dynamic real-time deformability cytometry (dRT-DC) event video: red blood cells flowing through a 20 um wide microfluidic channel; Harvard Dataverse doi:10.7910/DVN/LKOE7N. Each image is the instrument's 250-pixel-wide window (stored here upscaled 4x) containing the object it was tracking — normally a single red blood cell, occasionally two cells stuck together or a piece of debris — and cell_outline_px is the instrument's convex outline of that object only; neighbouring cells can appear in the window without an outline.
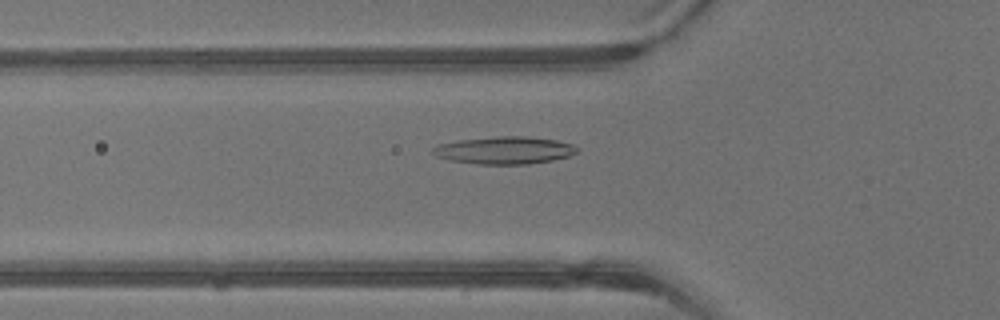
{"species": "common noctule bat (a hibernating species)", "species_latin": "Nyctalus noctula", "temperature_condition": "warm", "stored_images_in_passage": 33, "camera_frame_rate_fps": 3000, "um_per_image_px": 0.085, "animal": {"sex": "male", "body_mass_g": 13.3}, "frame": {"image": 1, "passage_image": 15, "time_ms": 4.667, "image_size_px": [1000, 320], "cell_outline_px": [[580, 148], [576, 152], [568, 156], [552, 160], [528, 164], [476, 164], [452, 160], [436, 156], [432, 152], [432, 148], [436, 144], [460, 140], [496, 136], [524, 136], [556, 140], [572, 144]], "centroid_in_image_um": [42.87, 12.77], "position_along_channel_um": 82.9, "area_um2": 23.0}}
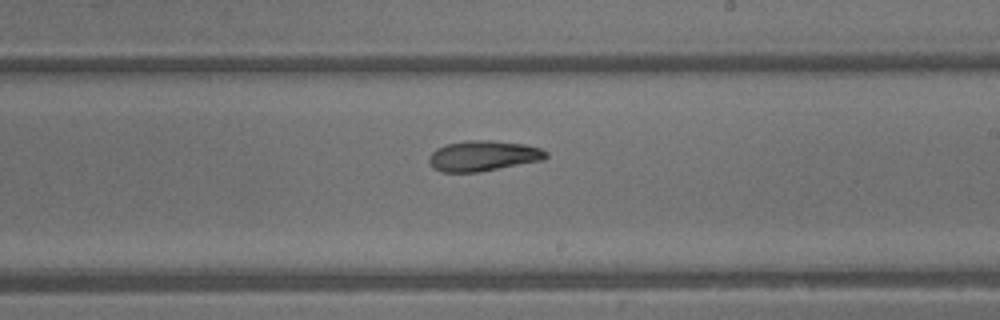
{"frame": {"image": 2, "passage_image": 25, "time_ms": 8.0, "image_size_px": [1000, 320], "cell_outline_px": [[548, 156], [544, 160], [480, 172], [440, 172], [432, 168], [428, 160], [428, 156], [436, 148], [448, 144], [468, 140], [492, 140], [524, 144], [540, 148], [548, 152]], "centroid_in_image_um": [41.07, 13.25], "position_along_channel_um": 247.9, "area_um2": 20.98}}
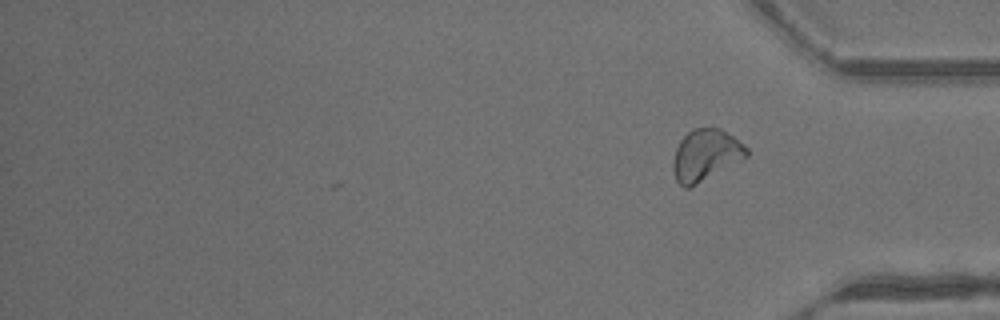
{"frame": {"image": 3, "passage_image": 33, "time_ms": 10.667, "image_size_px": [1000, 320], "cell_outline_px": [[748, 156], [696, 184], [688, 188], [684, 188], [676, 180], [672, 168], [672, 164], [676, 148], [680, 140], [692, 128], [720, 128], [732, 136], [748, 148]], "centroid_in_image_um": [59.95, 13.17], "position_along_channel_um": 375.2, "area_um2": 21.68}, "authors_computed_cell_mechanics": {"area_um2": 21.0392, "velocity_mm_per_s": 4.9151, "shape_relaxation_time_tau1_ms": 9.5397, "shape_relaxation_time_tau2_ms": 6.1382, "deformation_change_tau1": 0.2989, "deformation_change_tau2": 0.1562}}